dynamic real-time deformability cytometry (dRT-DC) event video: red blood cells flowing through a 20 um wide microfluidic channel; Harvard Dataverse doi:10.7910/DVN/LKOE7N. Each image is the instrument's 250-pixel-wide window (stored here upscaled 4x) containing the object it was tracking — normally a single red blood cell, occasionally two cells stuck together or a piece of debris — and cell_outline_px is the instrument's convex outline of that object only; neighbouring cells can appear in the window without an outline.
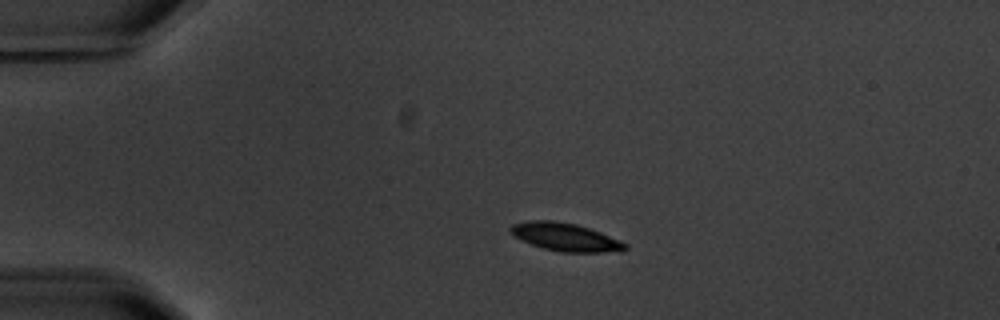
{"species": "common noctule bat (a hibernating species)", "species_latin": "Nyctalus noctula", "temperature_condition": "warm", "stored_images_in_passage": 2, "camera_frame_rate_fps": 3000, "um_per_image_px": 0.085, "animal": {"sex": "male", "body_mass_g": 20.1, "forearm_length_mm": 53.5}, "frame": {"image": 1, "passage_image": 1, "time_ms": 0.0, "image_size_px": [1000, 320], "cell_outline_px": [[628, 248], [624, 252], [560, 252], [544, 248], [520, 240], [512, 236], [508, 232], [508, 228], [512, 224], [528, 220], [552, 220], [576, 224], [600, 232], [620, 240], [628, 244]], "centroid_in_image_um": [48.04, 20.15], "position_along_channel_um": 37.0, "area_um2": 19.02}}